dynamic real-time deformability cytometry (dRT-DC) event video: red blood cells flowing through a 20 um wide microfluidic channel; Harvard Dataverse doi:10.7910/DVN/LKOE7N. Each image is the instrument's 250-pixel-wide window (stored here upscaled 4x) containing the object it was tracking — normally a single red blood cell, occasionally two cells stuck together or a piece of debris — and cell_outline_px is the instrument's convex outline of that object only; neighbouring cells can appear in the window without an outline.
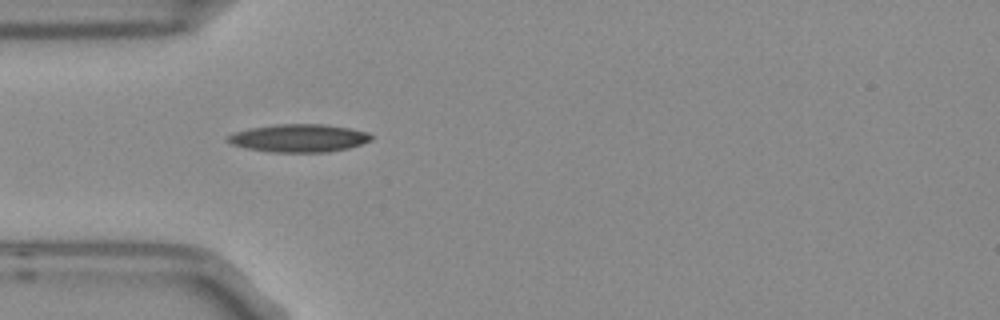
{"species": "Egyptian fruit bat (a non-hibernating species)", "species_latin": "Rousettus aegyptiacus", "temperature_condition": "room temperature", "stored_images_in_passage": 1, "camera_frame_rate_fps": 3000, "um_per_image_px": 0.085, "frame": {"image": 1, "passage_image": 1, "time_ms": 0.0, "image_size_px": [1000, 320], "cell_outline_px": [[372, 140], [348, 148], [328, 152], [272, 152], [244, 148], [232, 144], [224, 140], [228, 136], [236, 132], [248, 128], [276, 124], [324, 124], [348, 128], [368, 132], [372, 136]], "centroid_in_image_um": [25.38, 11.74], "position_along_channel_um": 59.6, "area_um2": 23.35}}